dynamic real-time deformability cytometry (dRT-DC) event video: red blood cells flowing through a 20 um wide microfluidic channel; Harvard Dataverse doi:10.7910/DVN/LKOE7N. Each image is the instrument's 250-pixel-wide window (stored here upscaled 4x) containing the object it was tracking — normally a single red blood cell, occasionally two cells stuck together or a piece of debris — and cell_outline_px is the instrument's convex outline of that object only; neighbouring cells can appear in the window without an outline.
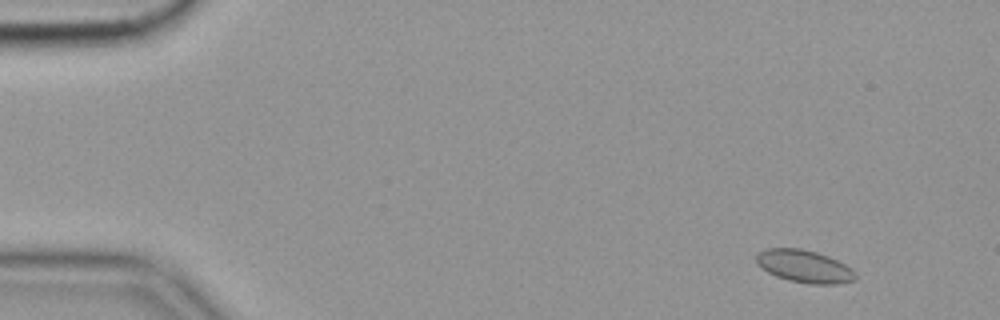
{"species": "common noctule bat (a hibernating species)", "species_latin": "Nyctalus noctula", "temperature_condition": "cold", "stored_images_in_passage": 57, "camera_frame_rate_fps": 3000, "um_per_image_px": 0.085, "animal": {"sex": "female", "body_mass_g": 19.9}, "frame": {"image": 1, "passage_image": 5, "time_ms": 1.333, "image_size_px": [1000, 320], "cell_outline_px": [[856, 280], [836, 284], [812, 284], [788, 280], [776, 276], [760, 268], [756, 264], [756, 252], [764, 248], [800, 248], [816, 252], [828, 256], [852, 268], [856, 272]], "centroid_in_image_um": [68.34, 22.63], "position_along_channel_um": 16.7, "area_um2": 19.02}}
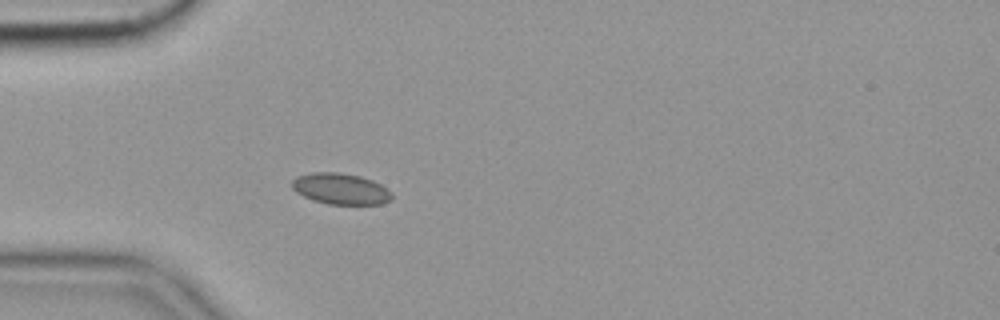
{"frame": {"image": 2, "passage_image": 17, "time_ms": 5.333, "image_size_px": [1000, 320], "cell_outline_px": [[392, 200], [380, 204], [328, 204], [312, 200], [296, 192], [292, 188], [292, 180], [296, 176], [312, 172], [340, 172], [360, 176], [372, 180], [380, 184], [392, 192]], "centroid_in_image_um": [28.95, 16.04], "position_along_channel_um": 56.1, "area_um2": 18.21}}
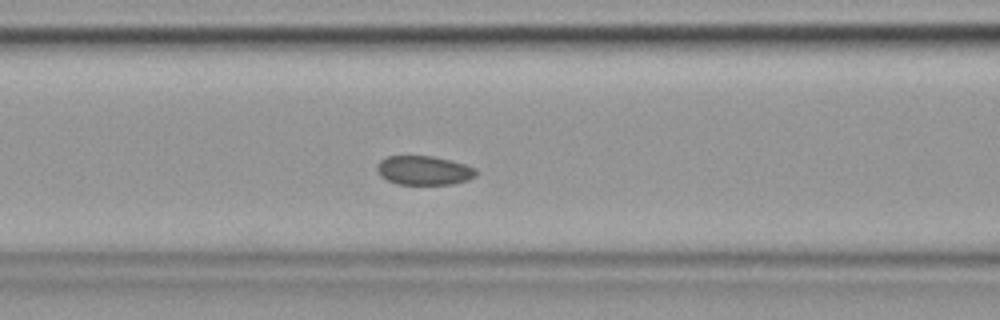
{"frame": {"image": 3, "passage_image": 24, "time_ms": 7.667, "image_size_px": [1000, 320], "cell_outline_px": [[476, 176], [468, 180], [452, 184], [396, 184], [380, 176], [376, 168], [380, 160], [388, 156], [432, 156], [452, 160], [476, 168]], "centroid_in_image_um": [36.04, 14.48], "position_along_channel_um": 130.6, "area_um2": 16.82}}